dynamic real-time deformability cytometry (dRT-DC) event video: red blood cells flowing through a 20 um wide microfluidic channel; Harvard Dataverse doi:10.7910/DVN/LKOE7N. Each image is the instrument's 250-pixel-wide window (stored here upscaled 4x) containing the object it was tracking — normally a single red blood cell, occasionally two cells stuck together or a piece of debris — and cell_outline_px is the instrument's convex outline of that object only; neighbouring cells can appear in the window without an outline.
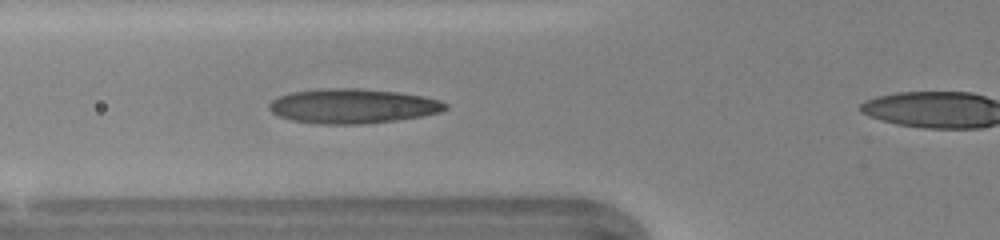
{"species": "human", "species_latin": "Homo sapiens", "temperature_condition": "warm", "stored_images_in_passage": 5, "camera_frame_rate_fps": 3000, "um_per_image_px": 0.085, "donor": {"sex": "female"}, "frame": {"image": 1, "passage_image": 4, "time_ms": 1.0, "image_size_px": [1000, 240], "cell_outline_px": [[448, 108], [440, 112], [420, 116], [396, 120], [360, 124], [320, 124], [292, 120], [280, 116], [272, 112], [268, 108], [268, 104], [272, 100], [280, 96], [292, 92], [324, 88], [360, 88], [400, 92], [424, 96], [440, 100], [448, 104]], "centroid_in_image_um": [30.0, 9.01], "position_along_channel_um": 95.8, "area_um2": 35.55}}